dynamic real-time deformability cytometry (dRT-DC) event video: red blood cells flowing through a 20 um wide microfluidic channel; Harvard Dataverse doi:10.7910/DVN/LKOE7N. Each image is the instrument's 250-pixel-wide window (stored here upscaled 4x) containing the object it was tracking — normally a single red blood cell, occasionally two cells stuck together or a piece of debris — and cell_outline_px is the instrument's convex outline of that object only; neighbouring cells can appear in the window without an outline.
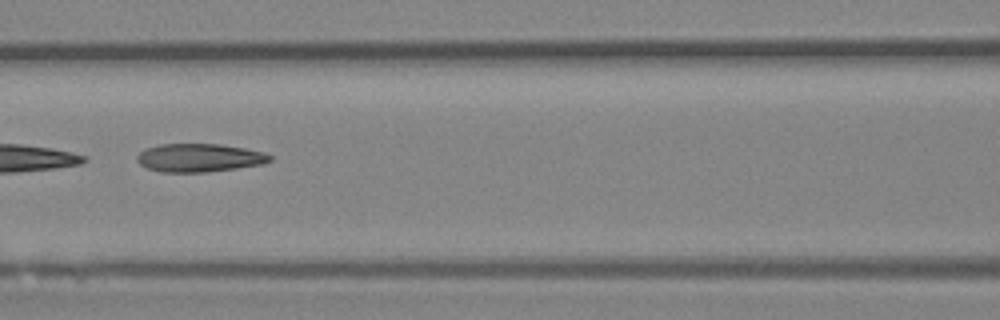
{"species": "Egyptian fruit bat (a non-hibernating species)", "species_latin": "Rousettus aegyptiacus", "temperature_condition": "room temperature", "stored_images_in_passage": 7, "camera_frame_rate_fps": 3000, "um_per_image_px": 0.085, "animal": {"sex": "female"}, "frame": {"image": 1, "passage_image": 6, "time_ms": 1.667, "image_size_px": [1000, 320], "cell_outline_px": [[272, 160], [260, 164], [236, 168], [204, 172], [160, 172], [148, 168], [140, 164], [136, 160], [136, 156], [144, 148], [160, 144], [220, 144], [244, 148], [264, 152], [272, 156]], "centroid_in_image_um": [16.9, 13.4], "position_along_channel_um": 149.7, "area_um2": 21.85}}
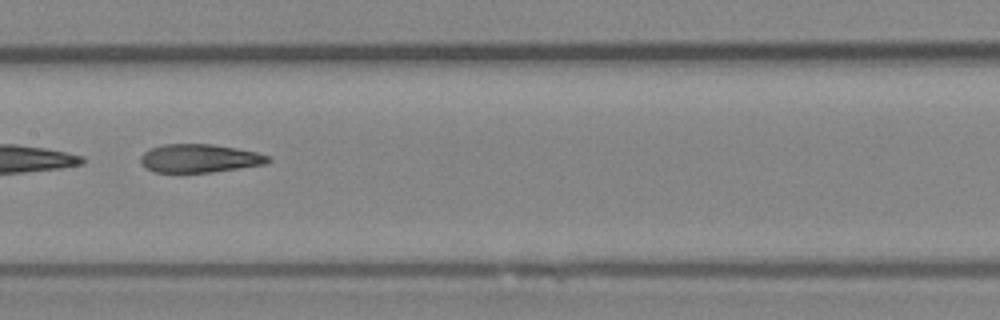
{"frame": {"image": 2, "passage_image": 7, "time_ms": 2.0, "image_size_px": [1000, 320], "cell_outline_px": [[272, 160], [268, 164], [212, 172], [152, 172], [144, 168], [140, 164], [140, 156], [148, 148], [164, 144], [212, 144], [236, 148], [256, 152], [268, 156]], "centroid_in_image_um": [16.92, 13.46], "position_along_channel_um": 190.5, "area_um2": 21.33}}